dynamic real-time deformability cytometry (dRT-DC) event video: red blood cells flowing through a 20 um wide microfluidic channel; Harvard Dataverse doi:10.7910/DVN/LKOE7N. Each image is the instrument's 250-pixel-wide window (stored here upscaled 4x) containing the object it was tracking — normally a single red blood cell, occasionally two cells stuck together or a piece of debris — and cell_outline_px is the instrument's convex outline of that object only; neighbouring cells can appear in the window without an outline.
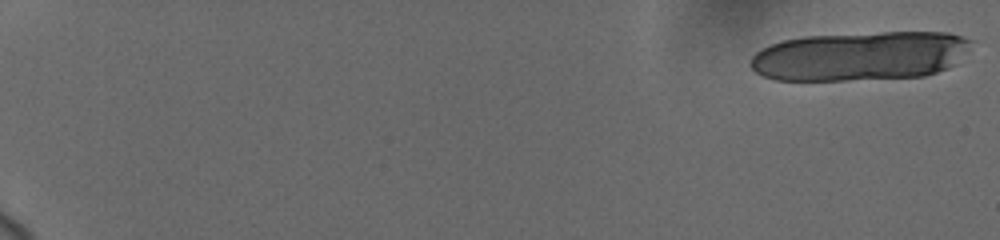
{"species": "human", "species_latin": "Homo sapiens", "temperature_condition": "cold", "stored_images_in_passage": 18, "camera_frame_rate_fps": 3000, "um_per_image_px": 0.085, "donor": {"sex": "female"}, "frame": {"image": 1, "passage_image": 1, "time_ms": 0.0, "image_size_px": [1000, 240], "cell_outline_px": [[976, 40], [956, 64], [948, 68], [924, 76], [848, 80], [776, 80], [764, 76], [756, 72], [748, 64], [752, 56], [756, 52], [772, 44], [784, 40], [804, 36], [884, 32], [948, 32]], "centroid_in_image_um": [73.15, 4.76], "position_along_channel_um": 11.9, "area_um2": 63.52}}
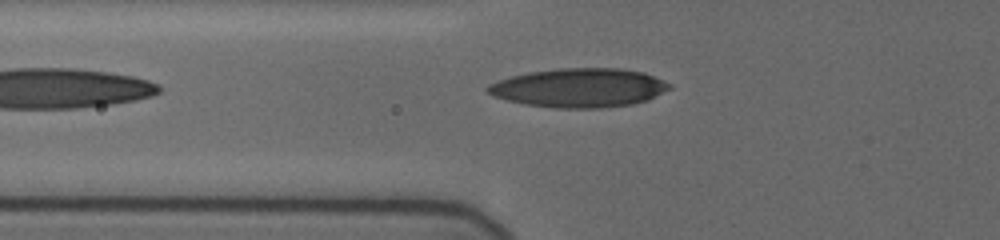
{"frame": {"image": 2, "passage_image": 18, "time_ms": 8.0, "image_size_px": [1000, 240], "cell_outline_px": [[672, 88], [648, 100], [632, 104], [600, 108], [556, 108], [524, 104], [492, 96], [484, 88], [488, 84], [512, 76], [528, 72], [560, 68], [620, 68], [644, 72], [672, 84]], "centroid_in_image_um": [49.24, 7.46], "position_along_channel_um": 76.6, "area_um2": 41.38}}